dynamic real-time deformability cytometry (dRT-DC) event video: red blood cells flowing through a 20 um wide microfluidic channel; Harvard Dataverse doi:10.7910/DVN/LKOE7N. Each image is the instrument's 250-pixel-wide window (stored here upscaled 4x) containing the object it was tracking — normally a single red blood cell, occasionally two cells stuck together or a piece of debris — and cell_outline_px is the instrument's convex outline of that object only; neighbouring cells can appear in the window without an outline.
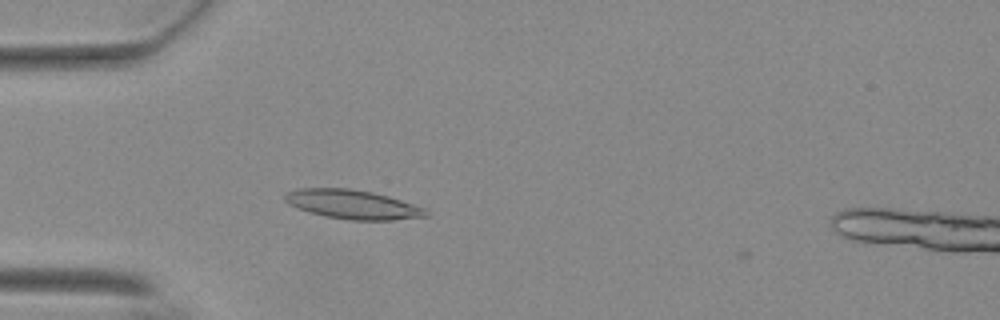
{"species": "Egyptian fruit bat (a non-hibernating species)", "species_latin": "Rousettus aegyptiacus", "temperature_condition": "warm", "stored_images_in_passage": 40, "camera_frame_rate_fps": 3000, "um_per_image_px": 0.085, "animal": {"sex": "female"}, "frame": {"image": 1, "passage_image": 1, "time_ms": 0.0, "image_size_px": [1000, 320], "cell_outline_px": [[428, 216], [392, 220], [352, 220], [324, 216], [288, 204], [284, 200], [284, 196], [288, 192], [300, 188], [352, 188], [372, 192], [388, 196], [424, 208], [428, 212]], "centroid_in_image_um": [29.98, 17.37], "position_along_channel_um": 55.0, "area_um2": 23.64}}
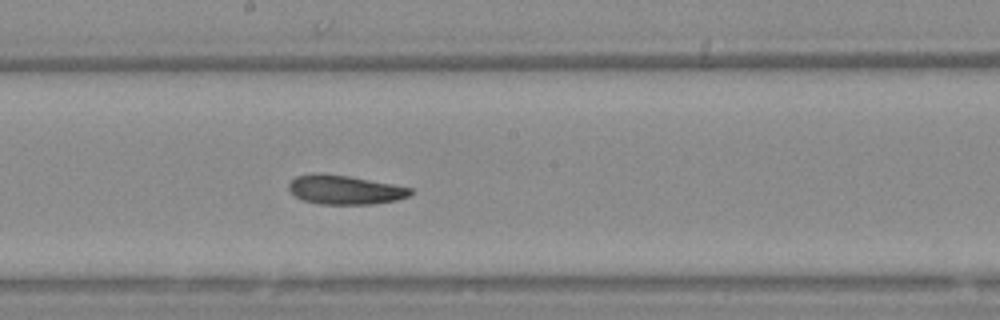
{"frame": {"image": 2, "passage_image": 15, "time_ms": 4.667, "image_size_px": [1000, 320], "cell_outline_px": [[416, 192], [408, 196], [396, 200], [372, 204], [320, 204], [304, 200], [296, 196], [288, 188], [288, 184], [296, 176], [316, 172], [320, 172], [348, 176], [392, 184], [412, 188]], "centroid_in_image_um": [29.32, 16.12], "position_along_channel_um": 218.9, "area_um2": 20.63}}
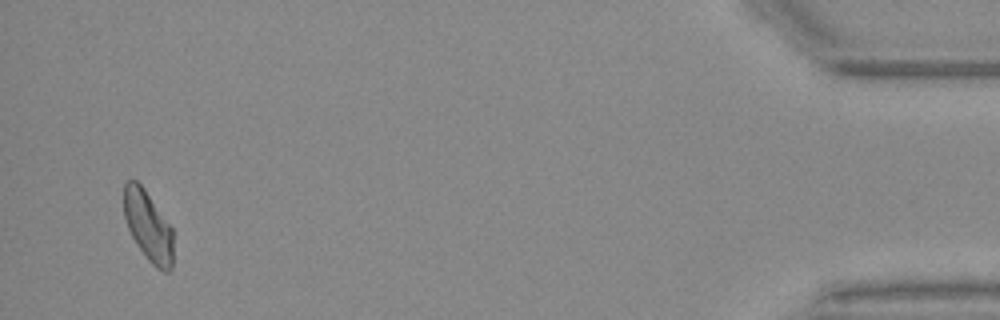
{"frame": {"image": 3, "passage_image": 38, "time_ms": 12.333, "image_size_px": [1000, 320], "cell_outline_px": [[172, 268], [168, 272], [164, 272], [156, 268], [148, 260], [136, 244], [128, 228], [124, 216], [124, 184], [128, 180], [136, 180], [144, 188], [172, 228]], "centroid_in_image_um": [12.58, 19.23], "position_along_channel_um": 422.6, "area_um2": 20.06}, "authors_computed_cell_mechanics": {"area_um2": 21.2704, "velocity_mm_per_s": 3.692, "shape_relaxation_time_tau1_ms": null, "shape_relaxation_time_tau2_ms": 2.4602, "deformation_change_tau1": null, "deformation_change_tau2": 0.0918}}